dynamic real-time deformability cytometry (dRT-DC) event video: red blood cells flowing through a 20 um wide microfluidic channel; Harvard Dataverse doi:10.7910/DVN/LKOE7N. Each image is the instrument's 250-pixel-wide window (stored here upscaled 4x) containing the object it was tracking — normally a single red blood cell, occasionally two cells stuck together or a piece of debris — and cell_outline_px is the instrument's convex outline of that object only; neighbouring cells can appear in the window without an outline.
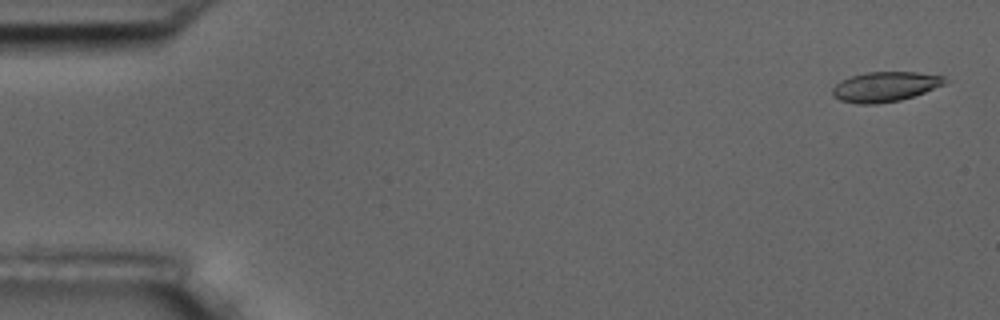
{"species": "common noctule bat (a hibernating species)", "species_latin": "Nyctalus noctula", "temperature_condition": "room temperature", "stored_images_in_passage": 5, "camera_frame_rate_fps": 3000, "um_per_image_px": 0.085, "animal": {"sex": "male", "body_mass_g": 17.5, "forearm_length_mm": 52.3}, "frame": {"image": 1, "passage_image": 1, "time_ms": 0.0, "image_size_px": [1000, 320], "cell_outline_px": [[948, 80], [944, 84], [924, 92], [900, 100], [876, 104], [860, 104], [840, 100], [832, 96], [832, 88], [840, 80], [852, 76], [868, 72], [916, 72], [944, 76]], "centroid_in_image_um": [75.21, 7.37], "position_along_channel_um": 9.8, "area_um2": 19.48}}
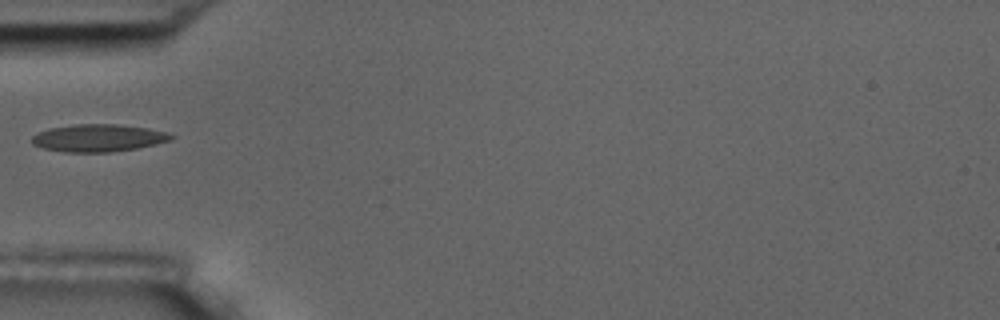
{"frame": {"image": 2, "passage_image": 5, "time_ms": 5.667, "image_size_px": [1000, 320], "cell_outline_px": [[176, 136], [172, 140], [156, 144], [136, 148], [108, 152], [64, 152], [44, 148], [32, 144], [32, 136], [36, 132], [48, 128], [76, 124], [116, 124], [148, 128], [164, 132]], "centroid_in_image_um": [8.33, 11.72], "position_along_channel_um": 76.7, "area_um2": 22.25}}